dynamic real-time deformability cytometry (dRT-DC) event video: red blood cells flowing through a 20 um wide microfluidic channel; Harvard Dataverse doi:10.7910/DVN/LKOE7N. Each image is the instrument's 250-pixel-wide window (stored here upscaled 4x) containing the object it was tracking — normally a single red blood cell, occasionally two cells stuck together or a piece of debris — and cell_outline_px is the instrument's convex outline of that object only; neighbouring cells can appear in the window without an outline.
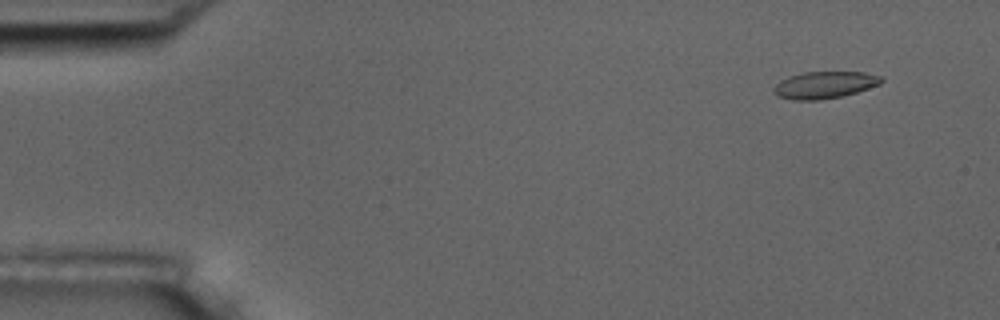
{"species": "common noctule bat (a hibernating species)", "species_latin": "Nyctalus noctula", "temperature_condition": "room temperature", "stored_images_in_passage": 8, "camera_frame_rate_fps": 3000, "um_per_image_px": 0.085, "animal": {"sex": "male", "body_mass_g": 17.5, "forearm_length_mm": 52.3}, "frame": {"image": 1, "passage_image": 2, "time_ms": 0.333, "image_size_px": [1000, 320], "cell_outline_px": [[884, 80], [880, 84], [856, 92], [840, 96], [820, 100], [792, 100], [776, 96], [772, 92], [772, 88], [780, 80], [788, 76], [804, 72], [864, 72], [884, 76]], "centroid_in_image_um": [70.06, 7.22], "position_along_channel_um": 14.9, "area_um2": 17.11}}
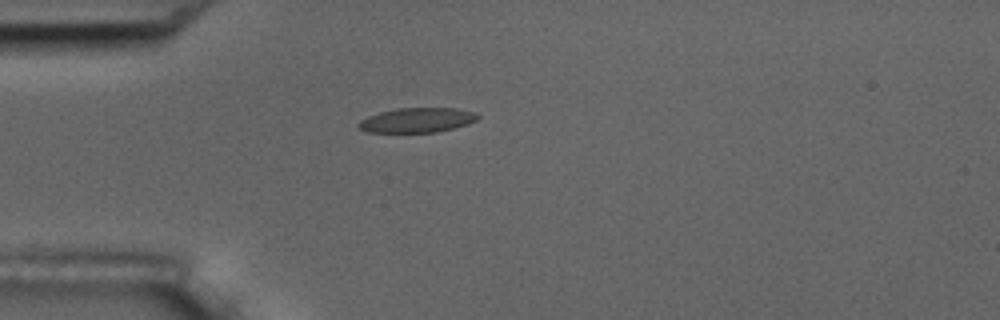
{"frame": {"image": 2, "passage_image": 5, "time_ms": 1.333, "image_size_px": [1000, 320], "cell_outline_px": [[480, 116], [476, 120], [468, 124], [436, 132], [368, 132], [360, 128], [356, 124], [360, 120], [368, 116], [380, 112], [396, 108], [456, 108], [476, 112]], "centroid_in_image_um": [35.46, 10.2], "position_along_channel_um": 49.5, "area_um2": 17.11}}